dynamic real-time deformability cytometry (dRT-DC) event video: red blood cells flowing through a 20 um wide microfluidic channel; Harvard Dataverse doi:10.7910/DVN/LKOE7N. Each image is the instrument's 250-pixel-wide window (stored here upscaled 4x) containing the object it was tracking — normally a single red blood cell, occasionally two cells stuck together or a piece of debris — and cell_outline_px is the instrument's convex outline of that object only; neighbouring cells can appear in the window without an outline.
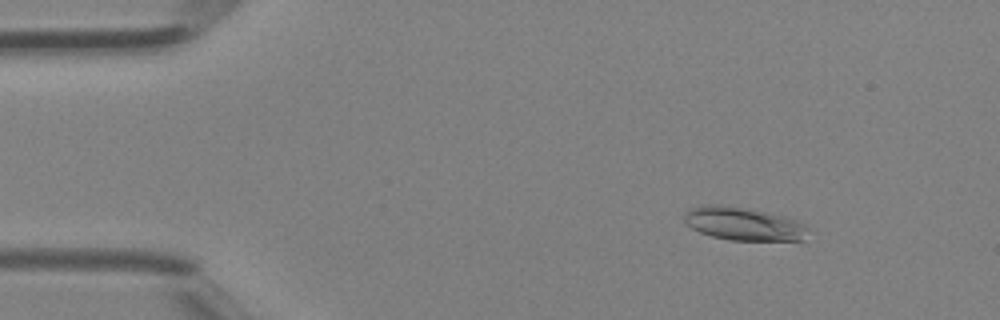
{"species": "Egyptian fruit bat (a non-hibernating species)", "species_latin": "Rousettus aegyptiacus", "temperature_condition": "room temperature", "stored_images_in_passage": 41, "camera_frame_rate_fps": 3000, "um_per_image_px": 0.085, "animal": {"sex": "female"}, "frame": {"image": 1, "passage_image": 5, "time_ms": 1.333, "image_size_px": [1000, 320], "cell_outline_px": [[808, 228], [804, 240], [728, 240], [712, 236], [700, 232], [692, 228], [684, 220], [684, 216], [692, 208], [704, 204], [720, 204], [768, 212], [784, 216], [796, 220], [804, 224]], "centroid_in_image_um": [63.21, 19.02], "position_along_channel_um": 21.8, "area_um2": 23.76}}
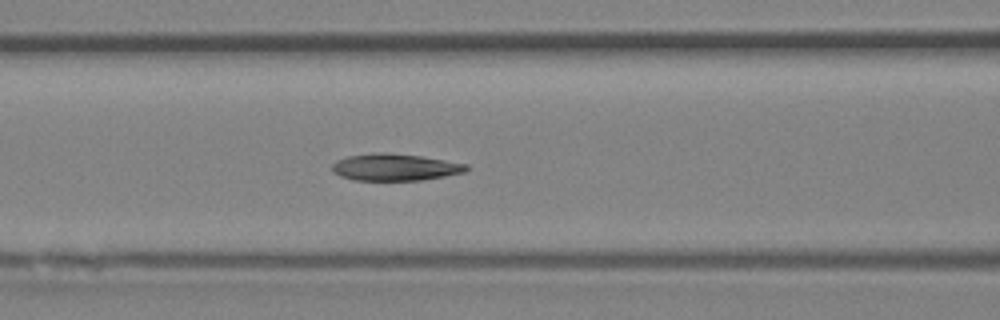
{"frame": {"image": 2, "passage_image": 17, "time_ms": 5.333, "image_size_px": [1000, 320], "cell_outline_px": [[468, 168], [464, 172], [444, 176], [420, 180], [352, 180], [340, 176], [332, 172], [332, 164], [336, 160], [348, 156], [380, 152], [420, 156], [468, 164]], "centroid_in_image_um": [33.53, 14.22], "position_along_channel_um": 133.1, "area_um2": 20.87}}
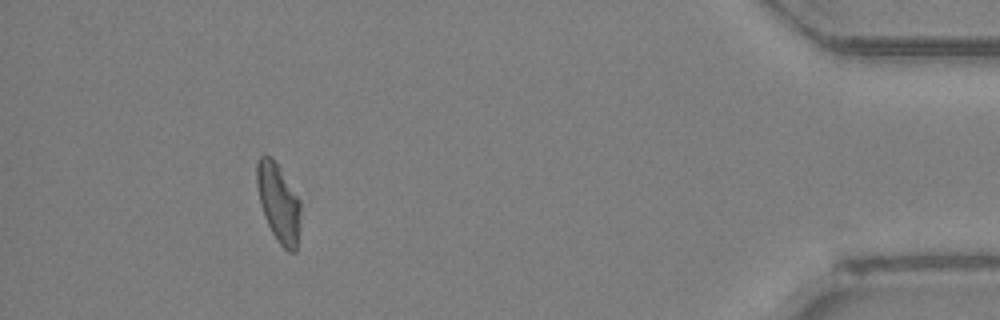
{"frame": {"image": 3, "passage_image": 38, "time_ms": 12.333, "image_size_px": [1000, 320], "cell_outline_px": [[300, 212], [296, 252], [288, 252], [276, 240], [264, 216], [260, 204], [256, 184], [256, 160], [264, 152], [272, 156], [300, 200]], "centroid_in_image_um": [23.64, 17.18], "position_along_channel_um": 411.6, "area_um2": 20.11}}